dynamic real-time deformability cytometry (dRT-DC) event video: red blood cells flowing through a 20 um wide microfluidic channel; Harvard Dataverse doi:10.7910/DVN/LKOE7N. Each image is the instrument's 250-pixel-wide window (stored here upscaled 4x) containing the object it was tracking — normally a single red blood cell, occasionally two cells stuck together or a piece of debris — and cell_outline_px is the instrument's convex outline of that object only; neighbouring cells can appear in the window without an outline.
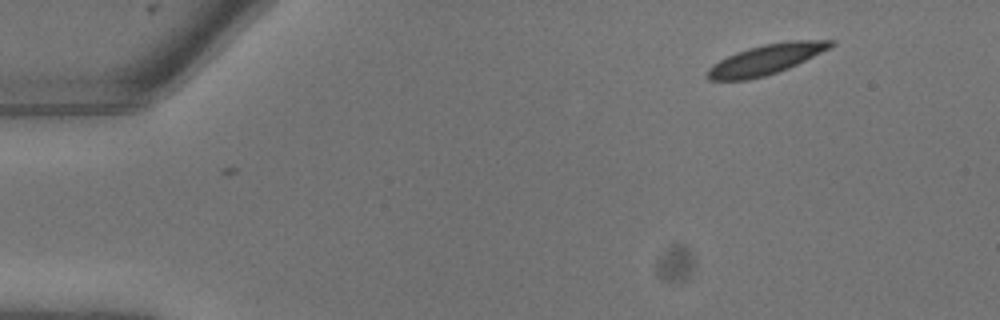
{"species": "common noctule bat (a hibernating species)", "species_latin": "Nyctalus noctula", "temperature_condition": "warm", "stored_images_in_passage": 3, "camera_frame_rate_fps": 3000, "um_per_image_px": 0.085, "animal": {"sex": "male", "body_mass_g": 13.3}, "frame": {"image": 1, "passage_image": 3, "time_ms": 0.667, "image_size_px": [1000, 320], "cell_outline_px": [[836, 44], [788, 68], [764, 76], [748, 80], [708, 80], [708, 68], [712, 64], [736, 52], [748, 48], [764, 44], [788, 40], [836, 40]], "centroid_in_image_um": [65.09, 5.04], "position_along_channel_um": 19.9, "area_um2": 21.27}}